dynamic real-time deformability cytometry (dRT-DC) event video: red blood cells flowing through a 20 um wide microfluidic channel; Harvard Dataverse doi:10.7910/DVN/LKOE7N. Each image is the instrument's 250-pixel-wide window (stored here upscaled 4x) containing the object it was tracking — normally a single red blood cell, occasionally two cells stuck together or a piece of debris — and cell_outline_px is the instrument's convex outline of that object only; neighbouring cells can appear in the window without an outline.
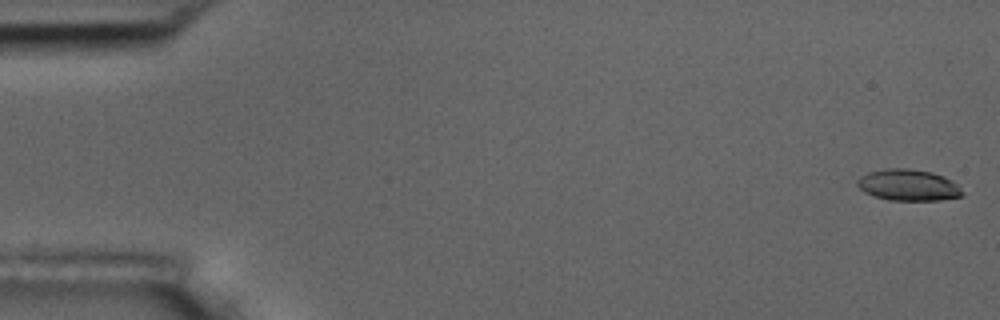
{"species": "common noctule bat (a hibernating species)", "species_latin": "Nyctalus noctula", "temperature_condition": "room temperature", "stored_images_in_passage": 56, "camera_frame_rate_fps": 3000, "um_per_image_px": 0.085, "animal": {"sex": "male", "body_mass_g": 17.5, "forearm_length_mm": 52.3}, "frame": {"image": 1, "passage_image": 1, "time_ms": 0.0, "image_size_px": [1000, 320], "cell_outline_px": [[964, 196], [940, 200], [888, 200], [864, 192], [856, 184], [856, 180], [860, 176], [868, 172], [888, 168], [908, 168], [932, 172], [944, 176], [952, 180], [964, 192]], "centroid_in_image_um": [77.21, 15.72], "position_along_channel_um": 7.8, "area_um2": 19.31}}
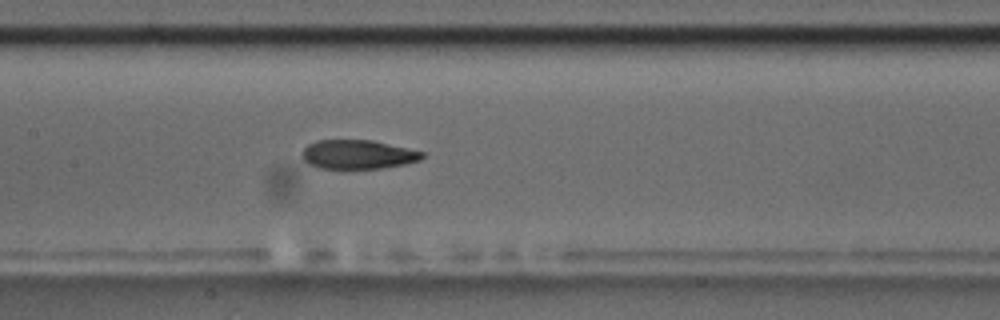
{"frame": {"image": 2, "passage_image": 27, "time_ms": 8.667, "image_size_px": [1000, 320], "cell_outline_px": [[424, 156], [420, 160], [404, 164], [380, 168], [320, 168], [308, 164], [300, 156], [304, 148], [308, 144], [316, 140], [372, 140], [408, 148], [424, 152]], "centroid_in_image_um": [30.39, 13.12], "position_along_channel_um": 177.0, "area_um2": 20.29}}
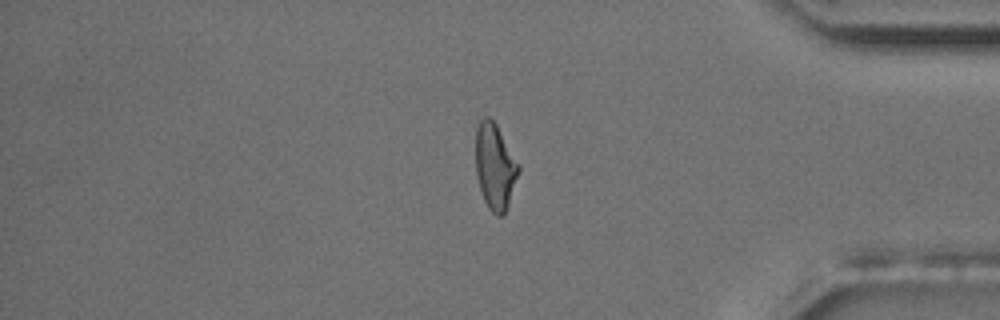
{"frame": {"image": 3, "passage_image": 47, "time_ms": 15.333, "image_size_px": [1000, 320], "cell_outline_px": [[520, 168], [504, 216], [496, 216], [488, 208], [484, 200], [480, 188], [476, 172], [476, 128], [480, 120], [484, 116], [488, 116], [496, 124], [520, 164]], "centroid_in_image_um": [42.07, 14.15], "position_along_channel_um": 393.1, "area_um2": 21.39}, "authors_computed_cell_mechanics": {"area_um2": 21.097, "velocity_mm_per_s": 3.6239, "shape_relaxation_time_tau1_ms": 7.2995, "shape_relaxation_time_tau2_ms": 2.9241, "deformation_change_tau1": 0.1913, "deformation_change_tau2": 0.1051}}